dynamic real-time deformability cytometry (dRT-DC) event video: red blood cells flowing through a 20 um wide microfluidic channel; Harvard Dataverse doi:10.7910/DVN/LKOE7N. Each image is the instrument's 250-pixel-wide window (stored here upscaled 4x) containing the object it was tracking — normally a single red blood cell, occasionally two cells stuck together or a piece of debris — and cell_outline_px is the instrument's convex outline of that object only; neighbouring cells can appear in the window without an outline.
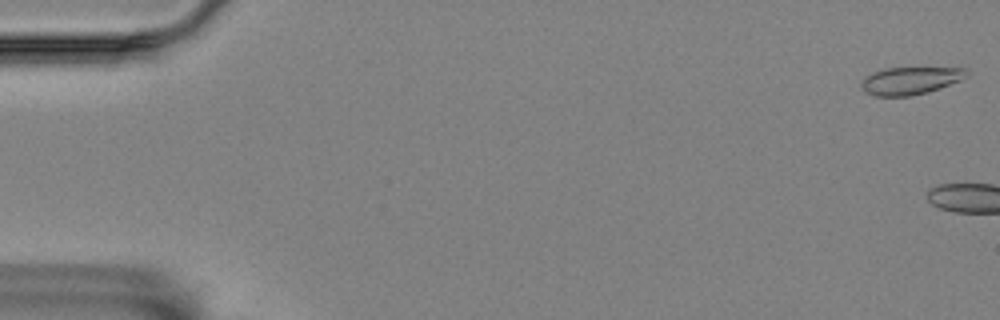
{"species": "Egyptian fruit bat (a non-hibernating species)", "species_latin": "Rousettus aegyptiacus", "temperature_condition": "room temperature", "stored_images_in_passage": 6, "camera_frame_rate_fps": 3000, "um_per_image_px": 0.085, "animal": {"sex": "female"}, "frame": {"image": 1, "passage_image": 1, "time_ms": 0.0, "image_size_px": [1000, 320], "cell_outline_px": [[968, 76], [960, 80], [940, 88], [928, 92], [912, 96], [872, 96], [864, 92], [860, 88], [860, 80], [864, 76], [872, 72], [884, 68], [968, 68]], "centroid_in_image_um": [77.31, 6.86], "position_along_channel_um": 7.7, "area_um2": 17.22}}